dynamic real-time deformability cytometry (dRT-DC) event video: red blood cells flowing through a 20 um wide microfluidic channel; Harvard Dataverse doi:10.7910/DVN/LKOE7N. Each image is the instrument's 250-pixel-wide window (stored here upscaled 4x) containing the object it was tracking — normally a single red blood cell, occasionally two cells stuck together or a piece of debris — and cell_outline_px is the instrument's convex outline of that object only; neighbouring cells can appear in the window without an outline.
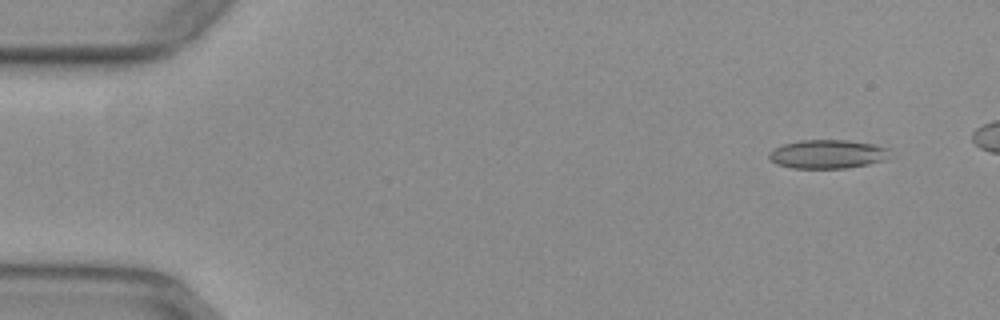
{"species": "common noctule bat (a hibernating species)", "species_latin": "Nyctalus noctula", "temperature_condition": "warm", "stored_images_in_passage": 14, "camera_frame_rate_fps": 3000, "um_per_image_px": 0.085, "animal": {"sex": "female", "body_mass_g": 29.2, "forearm_length_mm": 56.3}, "frame": {"image": 1, "passage_image": 3, "time_ms": 0.667, "image_size_px": [1000, 320], "cell_outline_px": [[888, 156], [884, 160], [868, 164], [844, 168], [792, 168], [776, 164], [768, 156], [768, 152], [784, 144], [800, 140], [848, 140], [872, 144], [888, 148]], "centroid_in_image_um": [70.31, 13.1], "position_along_channel_um": 14.7, "area_um2": 20.06}}